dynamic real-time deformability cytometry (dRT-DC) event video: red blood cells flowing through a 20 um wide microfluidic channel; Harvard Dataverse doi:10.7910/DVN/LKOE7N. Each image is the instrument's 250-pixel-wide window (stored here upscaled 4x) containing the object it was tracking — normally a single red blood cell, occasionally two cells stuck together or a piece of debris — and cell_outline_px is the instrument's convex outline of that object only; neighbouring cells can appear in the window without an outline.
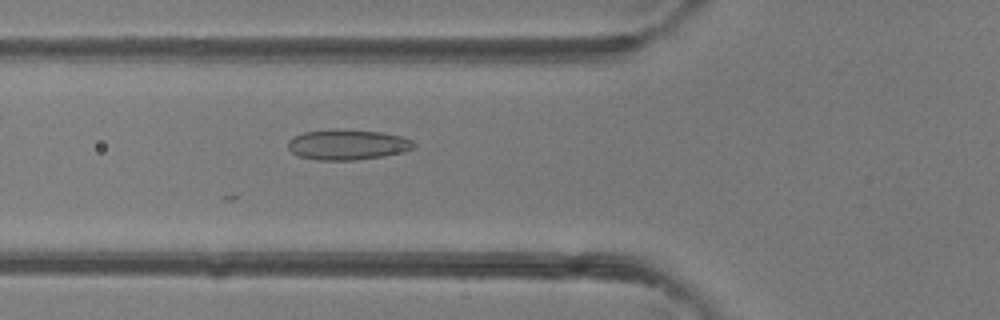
{"species": "common noctule bat (a hibernating species)", "species_latin": "Nyctalus noctula", "temperature_condition": "room temperature", "stored_images_in_passage": 5, "camera_frame_rate_fps": 3000, "um_per_image_px": 0.085, "animal": {"sex": "female"}, "frame": {"image": 1, "passage_image": 5, "time_ms": 4.667, "image_size_px": [1000, 320], "cell_outline_px": [[416, 148], [404, 152], [384, 156], [356, 160], [316, 160], [296, 156], [288, 148], [288, 140], [292, 136], [304, 132], [332, 128], [336, 128], [380, 132], [400, 136], [412, 140], [416, 144]], "centroid_in_image_um": [29.52, 12.29], "position_along_channel_um": 96.3, "area_um2": 22.72}}